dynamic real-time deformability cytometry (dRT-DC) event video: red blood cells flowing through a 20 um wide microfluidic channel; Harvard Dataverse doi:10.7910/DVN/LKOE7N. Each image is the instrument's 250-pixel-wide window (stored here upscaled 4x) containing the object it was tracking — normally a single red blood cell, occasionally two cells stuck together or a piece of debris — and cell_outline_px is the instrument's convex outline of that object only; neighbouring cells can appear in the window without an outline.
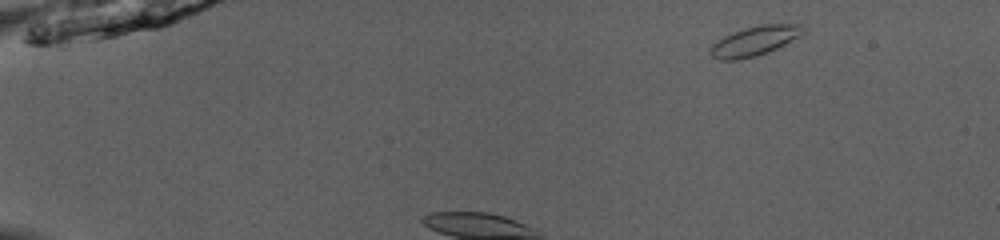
{"species": "common noctule bat (a hibernating species)", "species_latin": "Nyctalus noctula", "temperature_condition": "room temperature", "stored_images_in_passage": 39, "segment_of_instrument_passage": [1, 2], "camera_frame_rate_fps": 3000, "um_per_image_px": 0.085, "animal": {"sex": "male", "body_mass_g": 13.0, "forearm_length_mm": 53.1}, "frame": {"image": 1, "passage_image": 2, "time_ms": 0.333, "image_size_px": [1000, 240], "cell_outline_px": [[808, 32], [768, 52], [756, 56], [736, 60], [720, 60], [712, 56], [708, 52], [712, 44], [724, 36], [744, 28], [760, 24], [804, 24], [808, 28]], "centroid_in_image_um": [64.2, 3.46], "position_along_channel_um": 20.8, "area_um2": 16.18}}
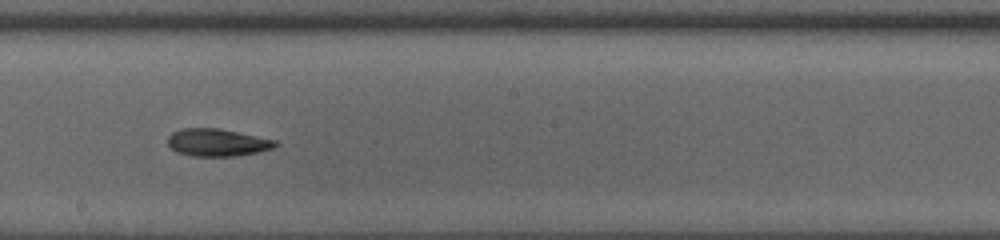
{"frame": {"image": 2, "passage_image": 18, "time_ms": 5.667, "image_size_px": [1000, 240], "cell_outline_px": [[280, 144], [272, 148], [256, 152], [236, 156], [192, 156], [176, 152], [168, 144], [168, 136], [172, 132], [180, 128], [220, 128], [276, 140]], "centroid_in_image_um": [18.45, 12.1], "position_along_channel_um": 229.7, "area_um2": 17.28}}
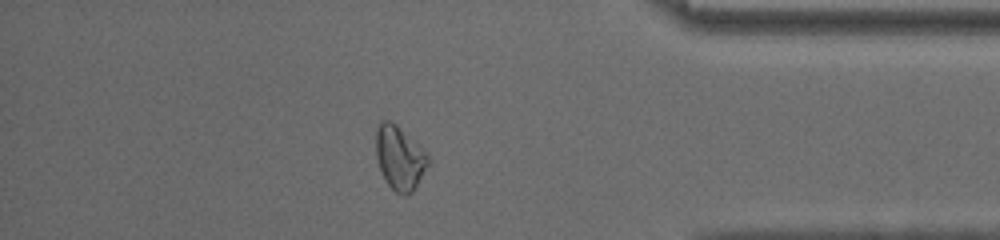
{"frame": {"image": 3, "passage_image": 32, "time_ms": 10.333, "image_size_px": [1000, 240], "cell_outline_px": [[428, 164], [412, 192], [404, 196], [396, 192], [388, 184], [380, 168], [376, 156], [376, 128], [380, 120], [388, 120], [396, 124], [428, 156]], "centroid_in_image_um": [33.92, 13.41], "position_along_channel_um": 401.3, "area_um2": 18.79}}